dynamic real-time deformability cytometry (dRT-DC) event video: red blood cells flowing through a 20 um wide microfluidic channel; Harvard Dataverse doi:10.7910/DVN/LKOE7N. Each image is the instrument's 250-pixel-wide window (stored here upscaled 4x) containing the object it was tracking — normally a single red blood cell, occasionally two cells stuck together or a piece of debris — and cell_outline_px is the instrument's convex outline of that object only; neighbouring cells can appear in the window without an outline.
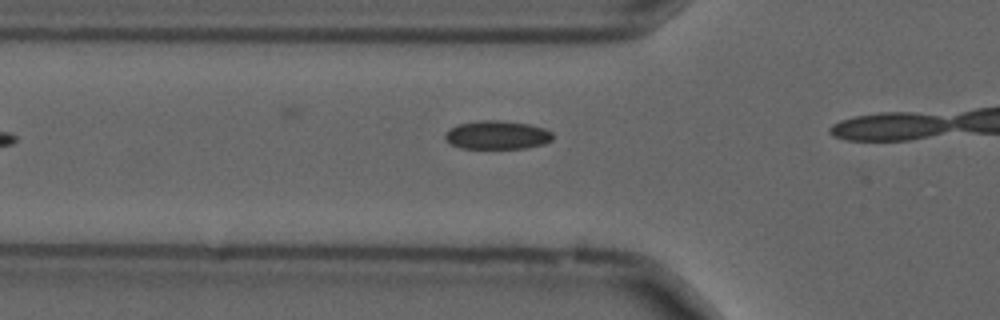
{"species": "common noctule bat (a hibernating species)", "species_latin": "Nyctalus noctula", "temperature_condition": "cold", "stored_images_in_passage": 8, "camera_frame_rate_fps": 3000, "um_per_image_px": 0.085, "animal": {"sex": "male", "forearm_length_mm": 52.5}, "frame": {"image": 1, "passage_image": 6, "time_ms": 1.667, "image_size_px": [1000, 320], "cell_outline_px": [[552, 140], [544, 144], [528, 148], [460, 148], [444, 140], [444, 132], [448, 128], [456, 124], [480, 120], [500, 120], [528, 124], [544, 128], [552, 132]], "centroid_in_image_um": [42.21, 11.47], "position_along_channel_um": 83.6, "area_um2": 18.15}}